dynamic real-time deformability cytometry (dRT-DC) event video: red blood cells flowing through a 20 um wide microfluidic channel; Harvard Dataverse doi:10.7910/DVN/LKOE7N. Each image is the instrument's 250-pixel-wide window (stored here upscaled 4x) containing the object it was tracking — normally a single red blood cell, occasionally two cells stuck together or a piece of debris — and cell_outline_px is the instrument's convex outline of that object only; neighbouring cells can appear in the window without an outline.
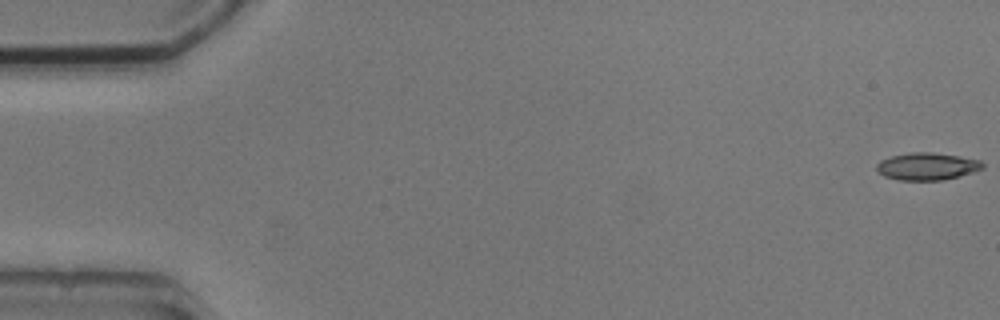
{"species": "common noctule bat (a hibernating species)", "species_latin": "Nyctalus noctula", "temperature_condition": "cold", "stored_images_in_passage": 6, "camera_frame_rate_fps": 3000, "um_per_image_px": 0.085, "animal": {"sex": "male", "body_mass_g": 20.5, "forearm_length_mm": 52.5}, "frame": {"image": 1, "passage_image": 1, "time_ms": 0.0, "image_size_px": [1000, 320], "cell_outline_px": [[984, 168], [960, 176], [944, 180], [900, 180], [884, 176], [876, 168], [876, 164], [880, 160], [892, 156], [912, 152], [932, 152], [960, 156], [980, 160], [984, 164]], "centroid_in_image_um": [78.82, 14.14], "position_along_channel_um": 6.2, "area_um2": 16.88}}
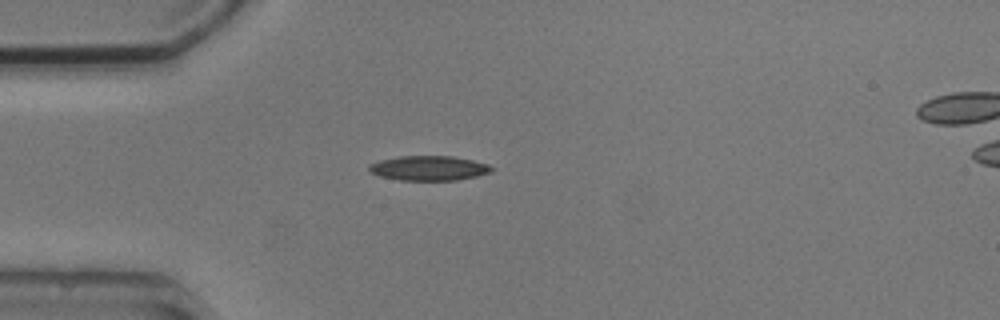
{"frame": {"image": 2, "passage_image": 5, "time_ms": 4.667, "image_size_px": [1000, 320], "cell_outline_px": [[496, 168], [492, 172], [476, 176], [456, 180], [400, 180], [380, 176], [368, 172], [368, 164], [380, 160], [400, 156], [452, 156], [472, 160], [488, 164]], "centroid_in_image_um": [36.45, 14.29], "position_along_channel_um": 48.6, "area_um2": 17.74}}